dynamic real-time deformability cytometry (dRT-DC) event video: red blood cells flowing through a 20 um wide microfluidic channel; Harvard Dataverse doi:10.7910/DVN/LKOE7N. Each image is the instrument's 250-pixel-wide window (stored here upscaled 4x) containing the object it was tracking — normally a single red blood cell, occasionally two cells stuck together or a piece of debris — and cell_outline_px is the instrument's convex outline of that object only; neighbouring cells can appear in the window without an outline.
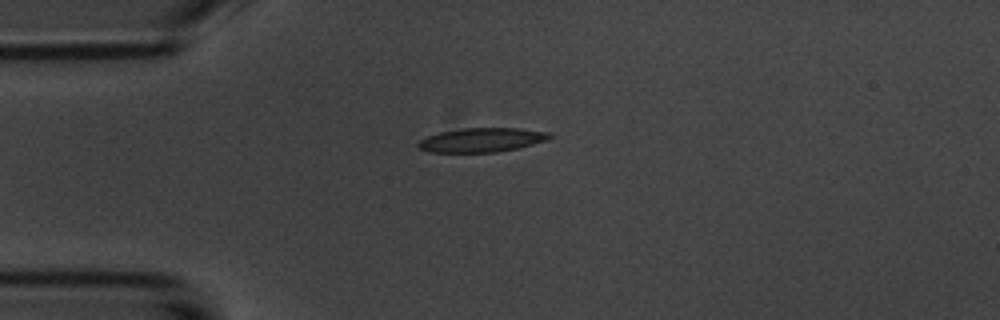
{"species": "common noctule bat (a hibernating species)", "species_latin": "Nyctalus noctula", "temperature_condition": "room temperature", "stored_images_in_passage": 3, "camera_frame_rate_fps": 3000, "um_per_image_px": 0.085, "animal": {"sex": "male", "body_mass_g": 20.1, "forearm_length_mm": 53.5}, "frame": {"image": 1, "passage_image": 1, "time_ms": 0.0, "image_size_px": [1000, 320], "cell_outline_px": [[552, 136], [548, 140], [520, 148], [496, 152], [428, 152], [420, 148], [416, 144], [420, 140], [428, 136], [440, 132], [460, 128], [516, 128], [548, 132]], "centroid_in_image_um": [40.96, 11.9], "position_along_channel_um": 44.0, "area_um2": 18.5}}
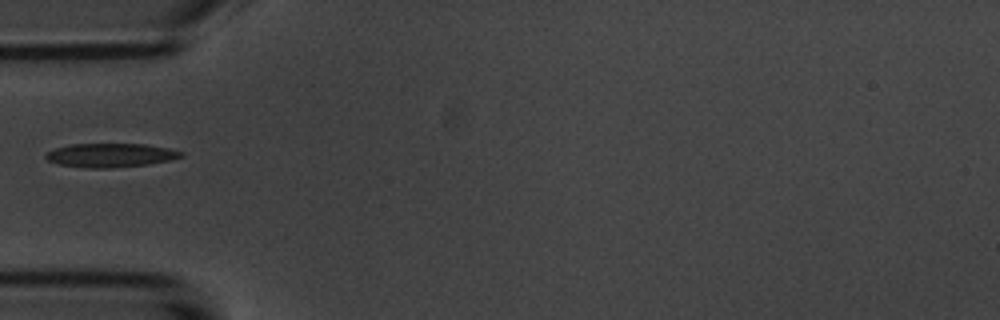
{"frame": {"image": 2, "passage_image": 2, "time_ms": 1.333, "image_size_px": [1000, 320], "cell_outline_px": [[184, 156], [172, 160], [148, 164], [108, 168], [92, 168], [60, 164], [48, 160], [44, 156], [48, 152], [56, 148], [72, 144], [144, 144], [168, 148], [184, 152]], "centroid_in_image_um": [9.45, 13.19], "position_along_channel_um": 75.5, "area_um2": 18.61}}